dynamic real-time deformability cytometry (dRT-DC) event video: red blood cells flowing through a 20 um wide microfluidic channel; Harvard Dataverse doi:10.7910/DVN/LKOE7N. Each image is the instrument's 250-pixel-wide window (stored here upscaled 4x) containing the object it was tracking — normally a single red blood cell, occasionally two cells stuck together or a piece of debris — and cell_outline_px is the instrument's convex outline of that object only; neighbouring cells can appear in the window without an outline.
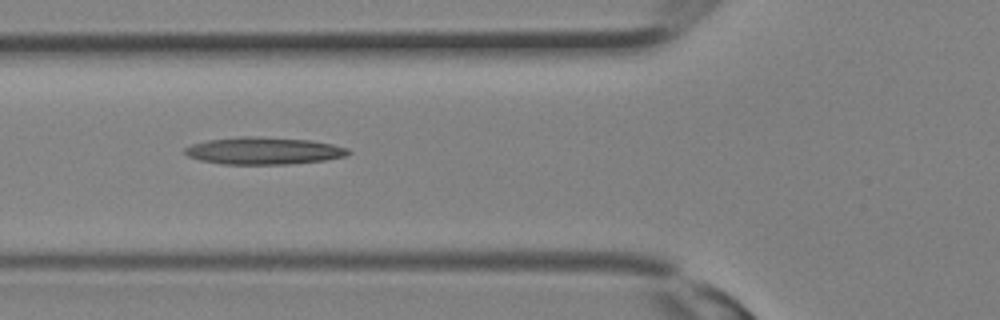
{"species": "Egyptian fruit bat (a non-hibernating species)", "species_latin": "Rousettus aegyptiacus", "temperature_condition": "room temperature", "stored_images_in_passage": 21, "camera_frame_rate_fps": 3000, "um_per_image_px": 0.085, "animal": {"sex": "female"}, "frame": {"image": 1, "passage_image": 12, "time_ms": 3.667, "image_size_px": [1000, 320], "cell_outline_px": [[352, 152], [348, 156], [324, 160], [288, 164], [220, 164], [200, 160], [188, 156], [184, 152], [184, 148], [192, 144], [208, 140], [240, 136], [252, 136], [312, 140], [332, 144], [348, 148]], "centroid_in_image_um": [22.43, 12.81], "position_along_channel_um": 103.4, "area_um2": 26.01}}
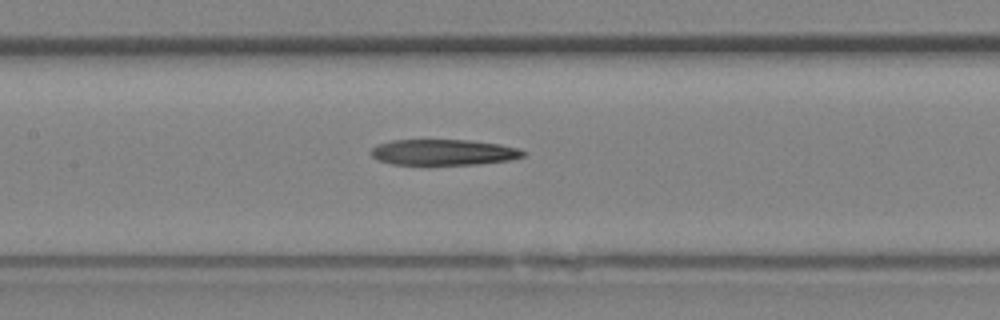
{"frame": {"image": 2, "passage_image": 15, "time_ms": 4.667, "image_size_px": [1000, 320], "cell_outline_px": [[528, 152], [524, 156], [508, 160], [480, 164], [392, 164], [380, 160], [372, 156], [368, 152], [372, 148], [380, 144], [392, 140], [468, 140], [500, 144], [520, 148]], "centroid_in_image_um": [37.74, 12.94], "position_along_channel_um": 169.7, "area_um2": 22.83}}
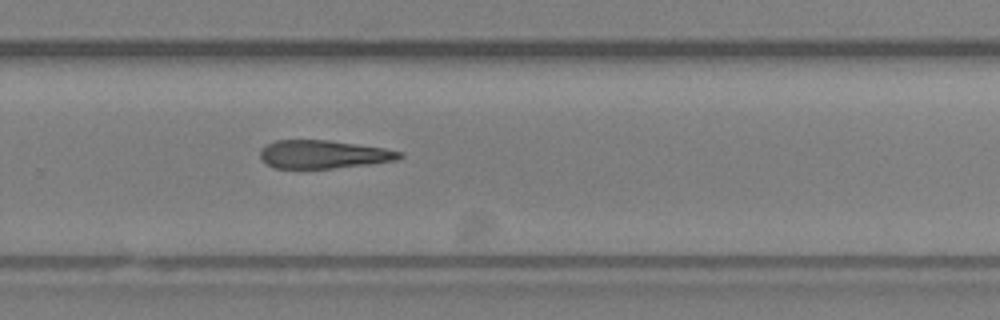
{"frame": {"image": 3, "passage_image": 21, "time_ms": 6.667, "image_size_px": [1000, 320], "cell_outline_px": [[404, 156], [396, 160], [368, 164], [332, 168], [272, 168], [264, 164], [260, 160], [260, 148], [264, 144], [276, 140], [328, 140], [384, 148], [404, 152]], "centroid_in_image_um": [27.43, 13.12], "position_along_channel_um": 302.4, "area_um2": 23.12}}